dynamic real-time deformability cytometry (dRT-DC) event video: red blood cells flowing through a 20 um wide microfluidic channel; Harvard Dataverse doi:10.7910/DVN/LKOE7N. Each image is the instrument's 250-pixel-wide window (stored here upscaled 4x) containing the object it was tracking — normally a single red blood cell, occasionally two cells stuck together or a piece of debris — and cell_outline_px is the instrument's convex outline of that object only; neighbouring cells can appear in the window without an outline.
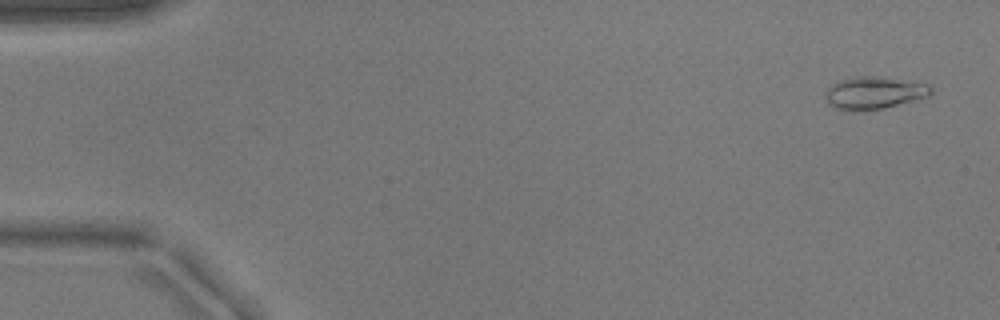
{"species": "common noctule bat (a hibernating species)", "species_latin": "Nyctalus noctula", "temperature_condition": "warm", "stored_images_in_passage": 16, "camera_frame_rate_fps": 3000, "um_per_image_px": 0.085, "animal": {"sex": "male", "body_mass_g": 17.9}, "frame": {"image": 1, "passage_image": 3, "time_ms": 0.667, "image_size_px": [1000, 320], "cell_outline_px": [[932, 92], [928, 96], [884, 108], [864, 112], [836, 108], [828, 104], [824, 96], [824, 92], [832, 84], [840, 80], [860, 76], [876, 76], [928, 84], [932, 88]], "centroid_in_image_um": [74.25, 7.9], "position_along_channel_um": 10.7, "area_um2": 19.88}}